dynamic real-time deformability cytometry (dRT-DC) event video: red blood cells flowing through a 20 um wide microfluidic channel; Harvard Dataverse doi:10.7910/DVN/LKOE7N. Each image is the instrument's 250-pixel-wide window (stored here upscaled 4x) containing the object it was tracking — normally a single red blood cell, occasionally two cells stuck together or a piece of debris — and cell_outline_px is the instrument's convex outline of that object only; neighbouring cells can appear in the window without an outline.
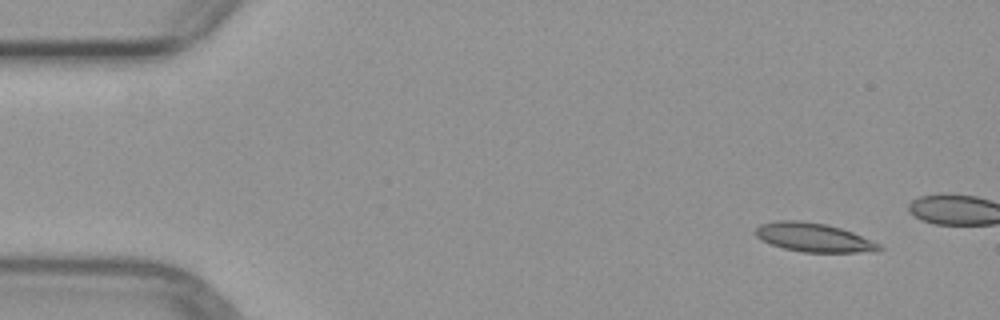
{"species": "common noctule bat (a hibernating species)", "species_latin": "Nyctalus noctula", "temperature_condition": "warm", "stored_images_in_passage": 7, "camera_frame_rate_fps": 3000, "um_per_image_px": 0.085, "animal": {"sex": "female", "body_mass_g": 29.2, "forearm_length_mm": 56.3}, "frame": {"image": 1, "passage_image": 1, "time_ms": 0.0, "image_size_px": [1000, 320], "cell_outline_px": [[884, 248], [876, 252], [804, 252], [784, 248], [772, 244], [756, 236], [752, 232], [760, 224], [776, 220], [800, 220], [828, 224], [852, 232], [880, 244]], "centroid_in_image_um": [69.16, 20.17], "position_along_channel_um": 15.8, "area_um2": 20.81}}
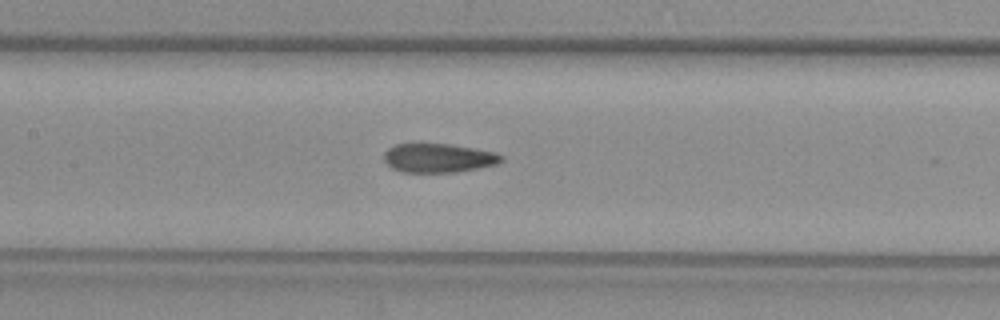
{"frame": {"image": 2, "passage_image": 7, "time_ms": 8.333, "image_size_px": [1000, 320], "cell_outline_px": [[504, 160], [496, 164], [456, 172], [400, 172], [392, 168], [384, 160], [384, 152], [388, 148], [396, 144], [448, 144], [496, 152], [504, 156]], "centroid_in_image_um": [37.26, 13.43], "position_along_channel_um": 170.1, "area_um2": 19.71}}